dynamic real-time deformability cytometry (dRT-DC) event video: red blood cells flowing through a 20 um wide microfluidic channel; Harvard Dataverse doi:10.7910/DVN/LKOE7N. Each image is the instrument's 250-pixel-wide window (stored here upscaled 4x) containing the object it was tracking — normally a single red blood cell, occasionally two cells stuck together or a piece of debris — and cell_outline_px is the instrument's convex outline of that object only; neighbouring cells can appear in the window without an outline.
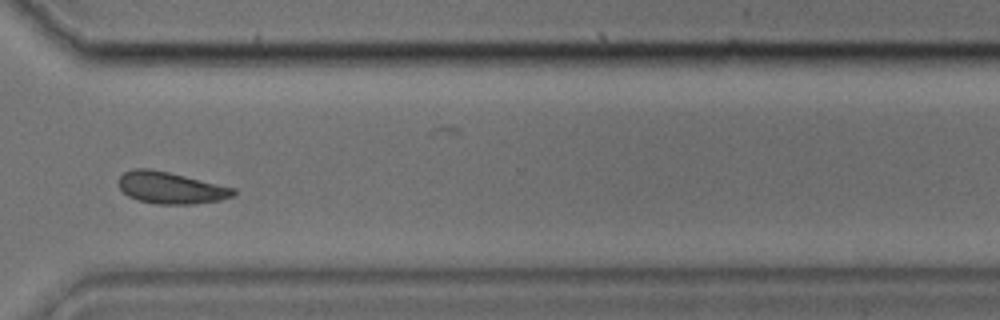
{"species": "common noctule bat (a hibernating species)", "species_latin": "Nyctalus noctula", "temperature_condition": "cold", "stored_images_in_passage": 28, "camera_frame_rate_fps": 3000, "um_per_image_px": 0.085, "animal": {"sex": "male", "body_mass_g": 17.9, "forearm_length_mm": 54.2}, "frame": {"image": 1, "passage_image": 24, "time_ms": 7.667, "image_size_px": [1000, 320], "cell_outline_px": [[236, 192], [232, 196], [220, 200], [192, 204], [160, 204], [136, 200], [128, 196], [116, 184], [116, 180], [124, 172], [132, 168], [148, 168], [168, 172], [236, 188]], "centroid_in_image_um": [14.46, 15.96], "position_along_channel_um": 356.1, "area_um2": 21.33}}